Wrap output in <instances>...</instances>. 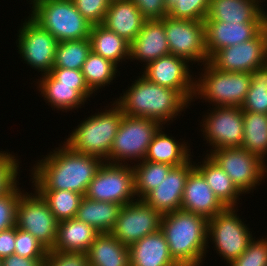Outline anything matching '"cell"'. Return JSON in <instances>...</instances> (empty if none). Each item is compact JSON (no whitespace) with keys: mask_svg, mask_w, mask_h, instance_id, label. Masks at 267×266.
Returning a JSON list of instances; mask_svg holds the SVG:
<instances>
[{"mask_svg":"<svg viewBox=\"0 0 267 266\" xmlns=\"http://www.w3.org/2000/svg\"><path fill=\"white\" fill-rule=\"evenodd\" d=\"M63 144V145H62ZM59 144L31 169V187L35 190H68L85 196L89 183L103 161L72 150L65 143Z\"/></svg>","mask_w":267,"mask_h":266,"instance_id":"obj_1","label":"cell"},{"mask_svg":"<svg viewBox=\"0 0 267 266\" xmlns=\"http://www.w3.org/2000/svg\"><path fill=\"white\" fill-rule=\"evenodd\" d=\"M137 77L122 91L123 95L114 100L124 115L154 119L164 126L177 116L180 118L191 105L177 90L152 83L142 75Z\"/></svg>","mask_w":267,"mask_h":266,"instance_id":"obj_2","label":"cell"},{"mask_svg":"<svg viewBox=\"0 0 267 266\" xmlns=\"http://www.w3.org/2000/svg\"><path fill=\"white\" fill-rule=\"evenodd\" d=\"M164 233L172 258L180 266H202L208 248V219L184 210L163 214ZM205 257V258H204Z\"/></svg>","mask_w":267,"mask_h":266,"instance_id":"obj_3","label":"cell"},{"mask_svg":"<svg viewBox=\"0 0 267 266\" xmlns=\"http://www.w3.org/2000/svg\"><path fill=\"white\" fill-rule=\"evenodd\" d=\"M113 102V103H112ZM105 110L84 118L64 141L75 152L108 159L115 135L123 117L121 108L112 100ZM112 106V107H111Z\"/></svg>","mask_w":267,"mask_h":266,"instance_id":"obj_4","label":"cell"},{"mask_svg":"<svg viewBox=\"0 0 267 266\" xmlns=\"http://www.w3.org/2000/svg\"><path fill=\"white\" fill-rule=\"evenodd\" d=\"M203 68V69H202ZM202 72L195 77L194 102L200 99L214 106L240 107L250 87V73L227 72L203 64Z\"/></svg>","mask_w":267,"mask_h":266,"instance_id":"obj_5","label":"cell"},{"mask_svg":"<svg viewBox=\"0 0 267 266\" xmlns=\"http://www.w3.org/2000/svg\"><path fill=\"white\" fill-rule=\"evenodd\" d=\"M29 16L58 42L89 38L92 24L72 0H42L30 7Z\"/></svg>","mask_w":267,"mask_h":266,"instance_id":"obj_6","label":"cell"},{"mask_svg":"<svg viewBox=\"0 0 267 266\" xmlns=\"http://www.w3.org/2000/svg\"><path fill=\"white\" fill-rule=\"evenodd\" d=\"M161 127L154 119L123 115L105 162L129 165V161H134L133 165L144 160L149 144Z\"/></svg>","mask_w":267,"mask_h":266,"instance_id":"obj_7","label":"cell"},{"mask_svg":"<svg viewBox=\"0 0 267 266\" xmlns=\"http://www.w3.org/2000/svg\"><path fill=\"white\" fill-rule=\"evenodd\" d=\"M237 207H226L222 212L208 219V249L212 242L213 251L228 265L238 258L253 239V234L241 216ZM240 216V217H239ZM212 240V241H211ZM210 241V242H209Z\"/></svg>","mask_w":267,"mask_h":266,"instance_id":"obj_8","label":"cell"},{"mask_svg":"<svg viewBox=\"0 0 267 266\" xmlns=\"http://www.w3.org/2000/svg\"><path fill=\"white\" fill-rule=\"evenodd\" d=\"M85 197L122 206L137 200L133 165L103 162L89 183Z\"/></svg>","mask_w":267,"mask_h":266,"instance_id":"obj_9","label":"cell"},{"mask_svg":"<svg viewBox=\"0 0 267 266\" xmlns=\"http://www.w3.org/2000/svg\"><path fill=\"white\" fill-rule=\"evenodd\" d=\"M232 179L243 194L257 190L267 178V163L241 147L221 148L206 152Z\"/></svg>","mask_w":267,"mask_h":266,"instance_id":"obj_10","label":"cell"},{"mask_svg":"<svg viewBox=\"0 0 267 266\" xmlns=\"http://www.w3.org/2000/svg\"><path fill=\"white\" fill-rule=\"evenodd\" d=\"M26 18L17 31V52L27 66L42 76L53 68L58 40L30 16Z\"/></svg>","mask_w":267,"mask_h":266,"instance_id":"obj_11","label":"cell"},{"mask_svg":"<svg viewBox=\"0 0 267 266\" xmlns=\"http://www.w3.org/2000/svg\"><path fill=\"white\" fill-rule=\"evenodd\" d=\"M170 54L187 60L189 63L209 62L205 46L204 21L176 19L166 16L162 19ZM193 62V63H192Z\"/></svg>","mask_w":267,"mask_h":266,"instance_id":"obj_12","label":"cell"},{"mask_svg":"<svg viewBox=\"0 0 267 266\" xmlns=\"http://www.w3.org/2000/svg\"><path fill=\"white\" fill-rule=\"evenodd\" d=\"M203 114L200 123L201 136L209 151L221 148L241 147L243 142V111L240 107L215 106ZM210 112V113H209ZM212 146V147H211ZM212 148V149H211Z\"/></svg>","mask_w":267,"mask_h":266,"instance_id":"obj_13","label":"cell"},{"mask_svg":"<svg viewBox=\"0 0 267 266\" xmlns=\"http://www.w3.org/2000/svg\"><path fill=\"white\" fill-rule=\"evenodd\" d=\"M20 196L17 206L16 227L31 233L48 250L56 242L58 221L50 211L47 202L33 189Z\"/></svg>","mask_w":267,"mask_h":266,"instance_id":"obj_14","label":"cell"},{"mask_svg":"<svg viewBox=\"0 0 267 266\" xmlns=\"http://www.w3.org/2000/svg\"><path fill=\"white\" fill-rule=\"evenodd\" d=\"M163 214L143 199L122 206L111 234L122 244L130 246L146 235L161 230Z\"/></svg>","mask_w":267,"mask_h":266,"instance_id":"obj_15","label":"cell"},{"mask_svg":"<svg viewBox=\"0 0 267 266\" xmlns=\"http://www.w3.org/2000/svg\"><path fill=\"white\" fill-rule=\"evenodd\" d=\"M209 63L218 70L248 72L267 63V26L253 39L218 50Z\"/></svg>","mask_w":267,"mask_h":266,"instance_id":"obj_16","label":"cell"},{"mask_svg":"<svg viewBox=\"0 0 267 266\" xmlns=\"http://www.w3.org/2000/svg\"><path fill=\"white\" fill-rule=\"evenodd\" d=\"M189 64L183 58L168 54L143 66V74H140L152 83L177 90L191 104L196 75L190 70Z\"/></svg>","mask_w":267,"mask_h":266,"instance_id":"obj_17","label":"cell"},{"mask_svg":"<svg viewBox=\"0 0 267 266\" xmlns=\"http://www.w3.org/2000/svg\"><path fill=\"white\" fill-rule=\"evenodd\" d=\"M193 160L191 158L187 163L173 167L162 182L150 191L143 200L162 214L180 210L187 178L195 168Z\"/></svg>","mask_w":267,"mask_h":266,"instance_id":"obj_18","label":"cell"},{"mask_svg":"<svg viewBox=\"0 0 267 266\" xmlns=\"http://www.w3.org/2000/svg\"><path fill=\"white\" fill-rule=\"evenodd\" d=\"M205 46L210 59L218 50L255 38L267 22L228 23L204 21Z\"/></svg>","mask_w":267,"mask_h":266,"instance_id":"obj_19","label":"cell"},{"mask_svg":"<svg viewBox=\"0 0 267 266\" xmlns=\"http://www.w3.org/2000/svg\"><path fill=\"white\" fill-rule=\"evenodd\" d=\"M35 83L45 103H48L52 110L56 108V111L69 112L82 108L94 94L87 85L60 84L50 73L38 76Z\"/></svg>","mask_w":267,"mask_h":266,"instance_id":"obj_20","label":"cell"},{"mask_svg":"<svg viewBox=\"0 0 267 266\" xmlns=\"http://www.w3.org/2000/svg\"><path fill=\"white\" fill-rule=\"evenodd\" d=\"M225 208L215 196L203 175L194 168L189 173L185 184L181 210L199 214L210 219Z\"/></svg>","mask_w":267,"mask_h":266,"instance_id":"obj_21","label":"cell"},{"mask_svg":"<svg viewBox=\"0 0 267 266\" xmlns=\"http://www.w3.org/2000/svg\"><path fill=\"white\" fill-rule=\"evenodd\" d=\"M170 54L164 24L161 20H146L141 31L130 44V61L148 63Z\"/></svg>","mask_w":267,"mask_h":266,"instance_id":"obj_22","label":"cell"},{"mask_svg":"<svg viewBox=\"0 0 267 266\" xmlns=\"http://www.w3.org/2000/svg\"><path fill=\"white\" fill-rule=\"evenodd\" d=\"M263 2V0H210L204 21L267 22V11L261 4Z\"/></svg>","mask_w":267,"mask_h":266,"instance_id":"obj_23","label":"cell"},{"mask_svg":"<svg viewBox=\"0 0 267 266\" xmlns=\"http://www.w3.org/2000/svg\"><path fill=\"white\" fill-rule=\"evenodd\" d=\"M146 20L133 1L114 0L109 3L102 25L131 44Z\"/></svg>","mask_w":267,"mask_h":266,"instance_id":"obj_24","label":"cell"},{"mask_svg":"<svg viewBox=\"0 0 267 266\" xmlns=\"http://www.w3.org/2000/svg\"><path fill=\"white\" fill-rule=\"evenodd\" d=\"M130 266H180L171 256L164 233L156 231L129 246Z\"/></svg>","mask_w":267,"mask_h":266,"instance_id":"obj_25","label":"cell"},{"mask_svg":"<svg viewBox=\"0 0 267 266\" xmlns=\"http://www.w3.org/2000/svg\"><path fill=\"white\" fill-rule=\"evenodd\" d=\"M162 130L165 131L164 126L154 135L144 160L177 167L187 163L192 157L194 158L188 141L185 142L181 138V141H177L174 136H170Z\"/></svg>","mask_w":267,"mask_h":266,"instance_id":"obj_26","label":"cell"},{"mask_svg":"<svg viewBox=\"0 0 267 266\" xmlns=\"http://www.w3.org/2000/svg\"><path fill=\"white\" fill-rule=\"evenodd\" d=\"M100 234L94 227L77 218L58 222L55 246L51 250L85 253Z\"/></svg>","mask_w":267,"mask_h":266,"instance_id":"obj_27","label":"cell"},{"mask_svg":"<svg viewBox=\"0 0 267 266\" xmlns=\"http://www.w3.org/2000/svg\"><path fill=\"white\" fill-rule=\"evenodd\" d=\"M198 163L194 162V167L203 175L220 202L225 207L238 208L237 205L243 193L237 188L227 173L208 154H205L203 160Z\"/></svg>","mask_w":267,"mask_h":266,"instance_id":"obj_28","label":"cell"},{"mask_svg":"<svg viewBox=\"0 0 267 266\" xmlns=\"http://www.w3.org/2000/svg\"><path fill=\"white\" fill-rule=\"evenodd\" d=\"M89 266H130L129 246L111 233H100L86 252Z\"/></svg>","mask_w":267,"mask_h":266,"instance_id":"obj_29","label":"cell"},{"mask_svg":"<svg viewBox=\"0 0 267 266\" xmlns=\"http://www.w3.org/2000/svg\"><path fill=\"white\" fill-rule=\"evenodd\" d=\"M89 40L93 53L112 61L119 67L122 61L130 59V43L102 24L92 25Z\"/></svg>","mask_w":267,"mask_h":266,"instance_id":"obj_30","label":"cell"},{"mask_svg":"<svg viewBox=\"0 0 267 266\" xmlns=\"http://www.w3.org/2000/svg\"><path fill=\"white\" fill-rule=\"evenodd\" d=\"M122 205L91 200L85 196L80 201L76 217L100 233H111Z\"/></svg>","mask_w":267,"mask_h":266,"instance_id":"obj_31","label":"cell"},{"mask_svg":"<svg viewBox=\"0 0 267 266\" xmlns=\"http://www.w3.org/2000/svg\"><path fill=\"white\" fill-rule=\"evenodd\" d=\"M241 148L257 155L267 163V114L243 111Z\"/></svg>","mask_w":267,"mask_h":266,"instance_id":"obj_32","label":"cell"},{"mask_svg":"<svg viewBox=\"0 0 267 266\" xmlns=\"http://www.w3.org/2000/svg\"><path fill=\"white\" fill-rule=\"evenodd\" d=\"M117 67L118 66L112 61L105 59L92 51L88 54L81 72L84 76L86 85L94 93V96L97 95V90L99 91L106 86L109 87L111 83H114L113 80L118 76L116 74L120 73L117 70Z\"/></svg>","mask_w":267,"mask_h":266,"instance_id":"obj_33","label":"cell"},{"mask_svg":"<svg viewBox=\"0 0 267 266\" xmlns=\"http://www.w3.org/2000/svg\"><path fill=\"white\" fill-rule=\"evenodd\" d=\"M174 166L142 160L134 164L135 193L138 199H143L155 189Z\"/></svg>","mask_w":267,"mask_h":266,"instance_id":"obj_34","label":"cell"},{"mask_svg":"<svg viewBox=\"0 0 267 266\" xmlns=\"http://www.w3.org/2000/svg\"><path fill=\"white\" fill-rule=\"evenodd\" d=\"M47 202L55 219L60 222L76 217L83 195L68 190H36Z\"/></svg>","mask_w":267,"mask_h":266,"instance_id":"obj_35","label":"cell"},{"mask_svg":"<svg viewBox=\"0 0 267 266\" xmlns=\"http://www.w3.org/2000/svg\"><path fill=\"white\" fill-rule=\"evenodd\" d=\"M90 52L89 38L58 42L53 67L81 70Z\"/></svg>","mask_w":267,"mask_h":266,"instance_id":"obj_36","label":"cell"},{"mask_svg":"<svg viewBox=\"0 0 267 266\" xmlns=\"http://www.w3.org/2000/svg\"><path fill=\"white\" fill-rule=\"evenodd\" d=\"M241 109L267 114V63L250 73V87Z\"/></svg>","mask_w":267,"mask_h":266,"instance_id":"obj_37","label":"cell"},{"mask_svg":"<svg viewBox=\"0 0 267 266\" xmlns=\"http://www.w3.org/2000/svg\"><path fill=\"white\" fill-rule=\"evenodd\" d=\"M19 181L7 192L0 196V231L10 229L16 225L17 206L24 189ZM22 190V191H21Z\"/></svg>","mask_w":267,"mask_h":266,"instance_id":"obj_38","label":"cell"},{"mask_svg":"<svg viewBox=\"0 0 267 266\" xmlns=\"http://www.w3.org/2000/svg\"><path fill=\"white\" fill-rule=\"evenodd\" d=\"M210 0H178L167 12L176 19L204 21L209 10Z\"/></svg>","mask_w":267,"mask_h":266,"instance_id":"obj_39","label":"cell"},{"mask_svg":"<svg viewBox=\"0 0 267 266\" xmlns=\"http://www.w3.org/2000/svg\"><path fill=\"white\" fill-rule=\"evenodd\" d=\"M228 266H267V238H254L247 249Z\"/></svg>","mask_w":267,"mask_h":266,"instance_id":"obj_40","label":"cell"},{"mask_svg":"<svg viewBox=\"0 0 267 266\" xmlns=\"http://www.w3.org/2000/svg\"><path fill=\"white\" fill-rule=\"evenodd\" d=\"M20 159L14 152L0 150V196L7 192L19 181ZM19 176V177H17Z\"/></svg>","mask_w":267,"mask_h":266,"instance_id":"obj_41","label":"cell"},{"mask_svg":"<svg viewBox=\"0 0 267 266\" xmlns=\"http://www.w3.org/2000/svg\"><path fill=\"white\" fill-rule=\"evenodd\" d=\"M48 249L31 233L16 227L14 254L25 258H46Z\"/></svg>","mask_w":267,"mask_h":266,"instance_id":"obj_42","label":"cell"},{"mask_svg":"<svg viewBox=\"0 0 267 266\" xmlns=\"http://www.w3.org/2000/svg\"><path fill=\"white\" fill-rule=\"evenodd\" d=\"M77 10L92 25L102 24L110 0H72Z\"/></svg>","mask_w":267,"mask_h":266,"instance_id":"obj_43","label":"cell"},{"mask_svg":"<svg viewBox=\"0 0 267 266\" xmlns=\"http://www.w3.org/2000/svg\"><path fill=\"white\" fill-rule=\"evenodd\" d=\"M43 266H89L85 253L48 250Z\"/></svg>","mask_w":267,"mask_h":266,"instance_id":"obj_44","label":"cell"},{"mask_svg":"<svg viewBox=\"0 0 267 266\" xmlns=\"http://www.w3.org/2000/svg\"><path fill=\"white\" fill-rule=\"evenodd\" d=\"M147 20H161L167 16L164 0H131Z\"/></svg>","mask_w":267,"mask_h":266,"instance_id":"obj_45","label":"cell"},{"mask_svg":"<svg viewBox=\"0 0 267 266\" xmlns=\"http://www.w3.org/2000/svg\"><path fill=\"white\" fill-rule=\"evenodd\" d=\"M50 74L60 82L67 85H86L81 70L53 67Z\"/></svg>","mask_w":267,"mask_h":266,"instance_id":"obj_46","label":"cell"},{"mask_svg":"<svg viewBox=\"0 0 267 266\" xmlns=\"http://www.w3.org/2000/svg\"><path fill=\"white\" fill-rule=\"evenodd\" d=\"M16 226L0 231V259L6 258L15 251Z\"/></svg>","mask_w":267,"mask_h":266,"instance_id":"obj_47","label":"cell"},{"mask_svg":"<svg viewBox=\"0 0 267 266\" xmlns=\"http://www.w3.org/2000/svg\"><path fill=\"white\" fill-rule=\"evenodd\" d=\"M46 258H25L12 254L2 259V266H43Z\"/></svg>","mask_w":267,"mask_h":266,"instance_id":"obj_48","label":"cell"},{"mask_svg":"<svg viewBox=\"0 0 267 266\" xmlns=\"http://www.w3.org/2000/svg\"><path fill=\"white\" fill-rule=\"evenodd\" d=\"M167 11L178 1V0H164Z\"/></svg>","mask_w":267,"mask_h":266,"instance_id":"obj_49","label":"cell"},{"mask_svg":"<svg viewBox=\"0 0 267 266\" xmlns=\"http://www.w3.org/2000/svg\"><path fill=\"white\" fill-rule=\"evenodd\" d=\"M31 1V2H30ZM38 1H42V0H29L28 3L30 4V6L34 5L35 3H37Z\"/></svg>","mask_w":267,"mask_h":266,"instance_id":"obj_50","label":"cell"}]
</instances>
